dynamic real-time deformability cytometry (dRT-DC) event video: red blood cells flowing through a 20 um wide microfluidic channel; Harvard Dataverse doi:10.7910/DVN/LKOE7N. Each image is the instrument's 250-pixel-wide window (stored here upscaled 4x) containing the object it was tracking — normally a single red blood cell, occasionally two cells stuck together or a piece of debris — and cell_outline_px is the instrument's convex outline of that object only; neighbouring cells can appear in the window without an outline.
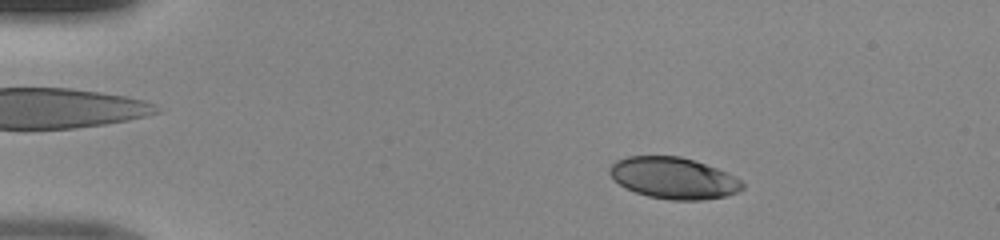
{"species": "human", "species_latin": "Homo sapiens", "temperature_condition": "room temperature", "stored_images_in_passage": 44, "camera_frame_rate_fps": 3000, "um_per_image_px": 0.085, "donor": {"sex": "male"}, "frame": {"image": 1, "passage_image": 4, "time_ms": 1.0, "image_size_px": [1000, 240], "cell_outline_px": [[744, 188], [736, 192], [724, 196], [700, 200], [668, 200], [648, 196], [636, 192], [620, 184], [608, 172], [608, 168], [616, 160], [628, 156], [680, 156], [716, 168], [740, 180], [744, 184]], "centroid_in_image_um": [57.22, 15.13], "position_along_channel_um": 27.8, "area_um2": 31.62}}
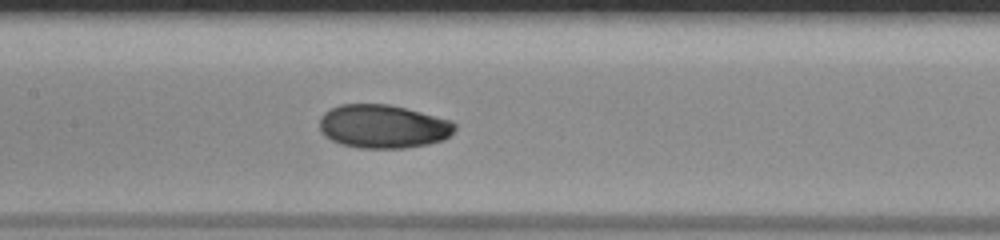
{"frame": {"image": 2, "passage_image": 20, "time_ms": 6.333, "image_size_px": [1000, 240], "cell_outline_px": [[456, 128], [444, 140], [428, 144], [404, 148], [360, 148], [340, 144], [324, 136], [320, 132], [320, 116], [324, 112], [340, 104], [388, 104], [452, 120], [456, 124]], "centroid_in_image_um": [32.55, 10.75], "position_along_channel_um": 174.9, "area_um2": 34.39}}
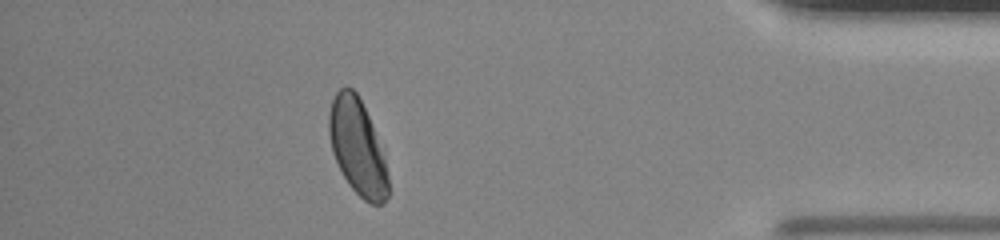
{"frame": {"image": 3, "passage_image": 39, "time_ms": 12.667, "image_size_px": [1000, 240], "cell_outline_px": [[388, 196], [384, 204], [372, 204], [364, 200], [348, 184], [332, 152], [328, 132], [328, 116], [332, 100], [336, 92], [340, 88], [352, 88], [356, 92], [368, 116], [384, 156], [388, 176]], "centroid_in_image_um": [30.37, 12.52], "position_along_channel_um": 404.8, "area_um2": 32.6}}